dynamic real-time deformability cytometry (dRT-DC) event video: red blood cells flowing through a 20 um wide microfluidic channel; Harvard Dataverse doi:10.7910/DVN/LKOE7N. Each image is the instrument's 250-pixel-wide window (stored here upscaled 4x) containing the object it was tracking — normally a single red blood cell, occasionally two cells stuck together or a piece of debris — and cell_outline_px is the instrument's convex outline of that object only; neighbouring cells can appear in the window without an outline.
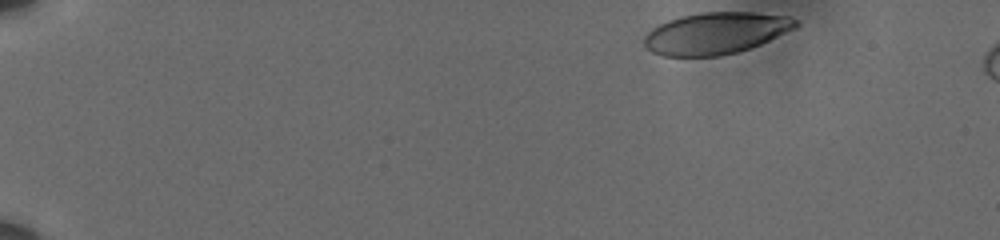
{"species": "human", "species_latin": "Homo sapiens", "temperature_condition": "cold", "stored_images_in_passage": 8, "camera_frame_rate_fps": 3000, "um_per_image_px": 0.085, "donor": {"sex": "male"}, "frame": {"image": 1, "passage_image": 1, "time_ms": 0.0, "image_size_px": [1000, 240], "cell_outline_px": [[800, 24], [796, 28], [760, 44], [736, 52], [720, 56], [664, 56], [652, 52], [644, 44], [644, 36], [652, 28], [668, 20], [680, 16], [700, 12], [752, 12], [792, 16]], "centroid_in_image_um": [60.86, 2.81], "position_along_channel_um": 24.1, "area_um2": 36.88}}